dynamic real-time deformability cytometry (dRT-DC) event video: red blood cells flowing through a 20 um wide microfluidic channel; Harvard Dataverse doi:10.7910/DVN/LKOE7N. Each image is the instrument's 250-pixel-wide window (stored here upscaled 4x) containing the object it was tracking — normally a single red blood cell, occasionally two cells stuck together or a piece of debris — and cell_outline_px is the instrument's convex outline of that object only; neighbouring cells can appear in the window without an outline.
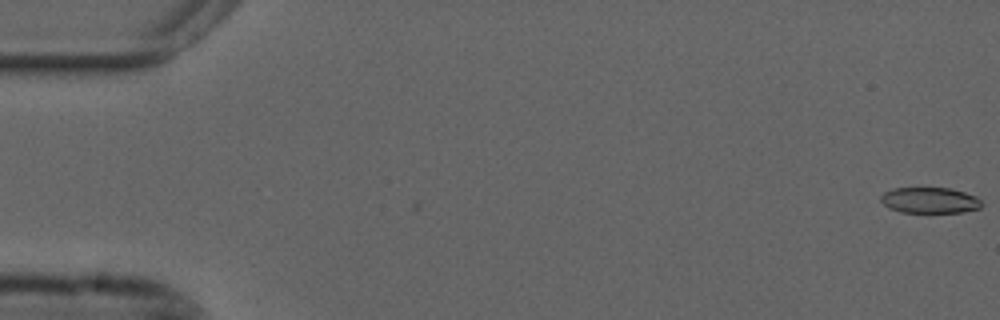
{"species": "common noctule bat (a hibernating species)", "species_latin": "Nyctalus noctula", "temperature_condition": "cold", "stored_images_in_passage": 56, "camera_frame_rate_fps": 3000, "um_per_image_px": 0.085, "animal": {"sex": "male", "forearm_length_mm": 52.5}, "frame": {"image": 1, "passage_image": 1, "time_ms": 0.0, "image_size_px": [1000, 320], "cell_outline_px": [[984, 204], [980, 208], [964, 212], [900, 212], [888, 208], [880, 200], [880, 196], [884, 192], [892, 188], [952, 188], [976, 196]], "centroid_in_image_um": [79.03, 17.02], "position_along_channel_um": 6.0, "area_um2": 15.32}}
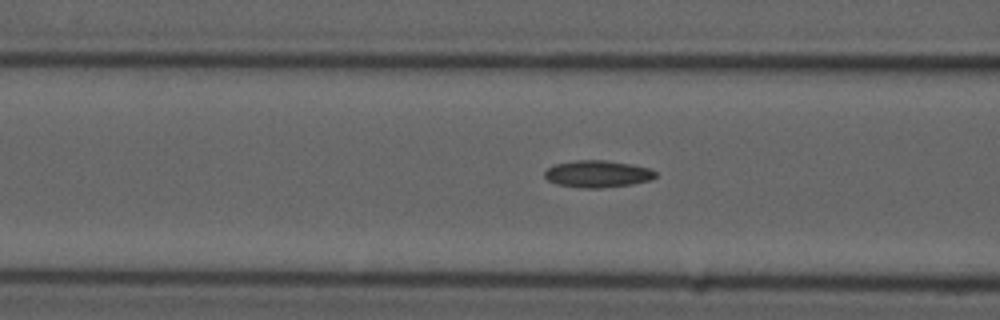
{"frame": {"image": 2, "passage_image": 22, "time_ms": 7.0, "image_size_px": [1000, 320], "cell_outline_px": [[656, 176], [652, 180], [632, 184], [600, 188], [584, 188], [556, 184], [548, 180], [544, 176], [544, 172], [548, 168], [556, 164], [576, 160], [604, 160], [632, 164], [648, 168], [656, 172]], "centroid_in_image_um": [50.8, 14.78], "position_along_channel_um": 115.8, "area_um2": 17.4}}
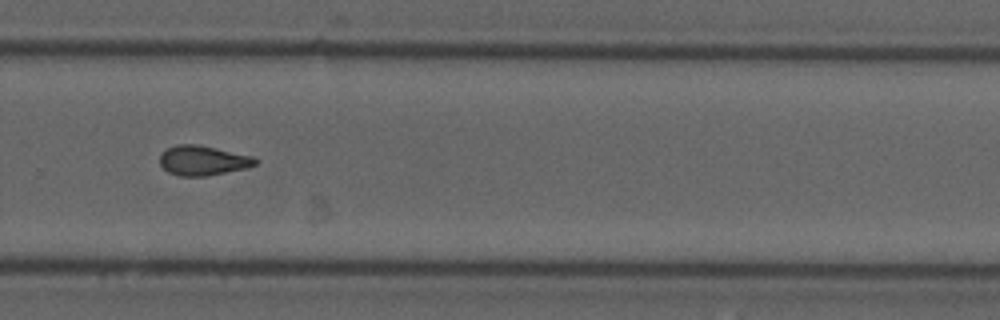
{"frame": {"image": 3, "passage_image": 38, "time_ms": 12.333, "image_size_px": [1000, 320], "cell_outline_px": [[260, 160], [256, 164], [248, 168], [204, 176], [180, 176], [168, 172], [160, 164], [160, 156], [168, 148], [176, 144], [196, 144], [216, 148], [252, 156]], "centroid_in_image_um": [17.27, 13.64], "position_along_channel_um": 312.5, "area_um2": 16.47}, "authors_computed_cell_mechanics": {"area_um2": 16.3285, "velocity_mm_per_s": 3.7004, "shape_relaxation_time_tau1_ms": null, "shape_relaxation_time_tau2_ms": 3.4688, "deformation_change_tau1": null, "deformation_change_tau2": 0.1052}}